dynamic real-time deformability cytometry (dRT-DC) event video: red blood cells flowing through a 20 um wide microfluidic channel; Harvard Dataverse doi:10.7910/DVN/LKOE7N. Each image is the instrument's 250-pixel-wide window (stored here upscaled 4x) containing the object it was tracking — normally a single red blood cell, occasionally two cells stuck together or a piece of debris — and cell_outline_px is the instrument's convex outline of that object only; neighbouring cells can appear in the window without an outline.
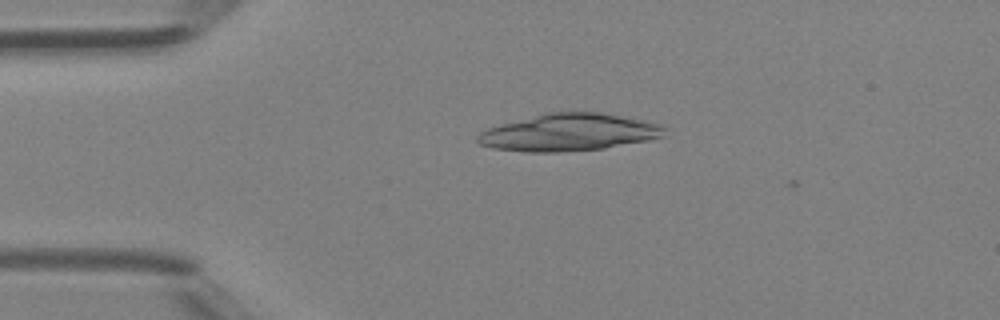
{"species": "Egyptian fruit bat (a non-hibernating species)", "species_latin": "Rousettus aegyptiacus", "temperature_condition": "room temperature", "stored_images_in_passage": 3, "camera_frame_rate_fps": 3000, "um_per_image_px": 0.085, "animal": {"sex": "female"}, "frame": {"image": 1, "passage_image": 1, "time_ms": 0.0, "image_size_px": [1000, 320], "cell_outline_px": [[668, 128], [664, 136], [648, 140], [604, 148], [556, 152], [524, 152], [492, 148], [480, 144], [476, 140], [476, 136], [480, 132], [488, 128], [544, 112], [600, 112], [648, 120], [664, 124]], "centroid_in_image_um": [48.41, 11.24], "position_along_channel_um": 36.6, "area_um2": 40.92}}